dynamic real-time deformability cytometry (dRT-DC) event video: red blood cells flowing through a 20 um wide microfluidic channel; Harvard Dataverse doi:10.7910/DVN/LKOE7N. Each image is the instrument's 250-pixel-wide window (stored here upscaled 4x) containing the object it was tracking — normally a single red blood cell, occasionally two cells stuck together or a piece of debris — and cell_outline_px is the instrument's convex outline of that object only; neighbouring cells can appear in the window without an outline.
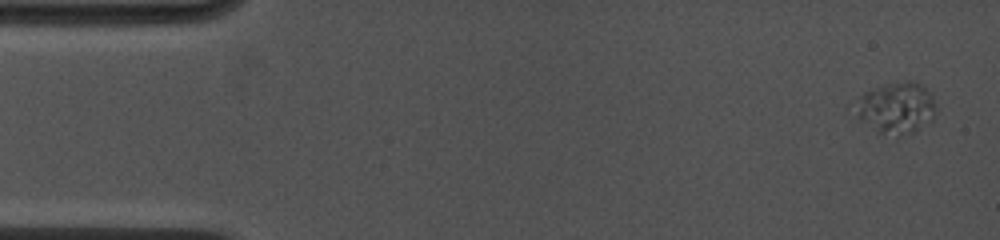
{"species": "common noctule bat (a hibernating species)", "species_latin": "Nyctalus noctula", "temperature_condition": "cold", "stored_images_in_passage": 14, "camera_frame_rate_fps": 4500, "um_per_image_px": 0.085, "animal": {"sex": "female", "body_mass_g": 19.0, "forearm_length_mm": 53.3}, "frame": {"image": 1, "passage_image": 1, "time_ms": 0.0, "image_size_px": [1000, 240], "cell_outline_px": [[936, 108], [932, 120], [912, 132], [880, 132], [860, 120], [856, 116], [860, 96], [864, 92], [872, 88], [884, 84], [904, 80], [912, 80], [920, 84], [932, 96], [936, 104]], "centroid_in_image_um": [76.21, 9.1], "position_along_channel_um": 8.8, "area_um2": 23.29}}
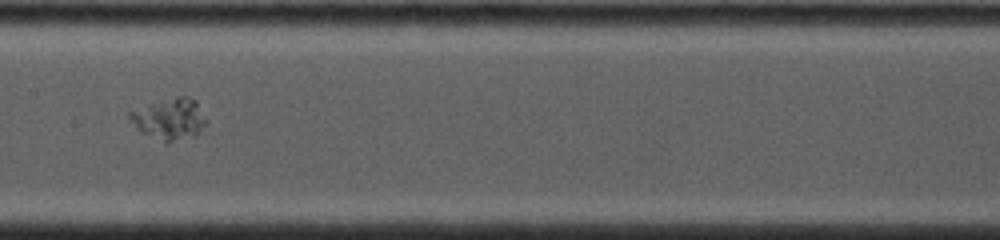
{"frame": {"image": 2, "passage_image": 8, "time_ms": 7.778, "image_size_px": [1000, 240], "cell_outline_px": [[208, 124], [196, 136], [168, 144], [164, 144], [140, 132], [128, 120], [128, 112], [148, 104], [176, 96], [188, 96], [196, 100]], "centroid_in_image_um": [14.4, 10.15], "position_along_channel_um": 193.0, "area_um2": 19.07}}
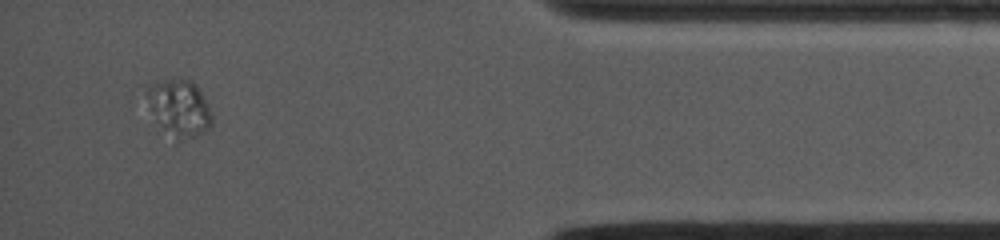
{"frame": {"image": 3, "passage_image": 14, "time_ms": 14.444, "image_size_px": [1000, 240], "cell_outline_px": [[212, 124], [200, 136], [176, 144], [156, 120], [144, 88], [160, 80], [188, 80], [196, 84], [200, 88], [212, 116]], "centroid_in_image_um": [15.26, 9.24], "position_along_channel_um": 419.9, "area_um2": 21.68}}